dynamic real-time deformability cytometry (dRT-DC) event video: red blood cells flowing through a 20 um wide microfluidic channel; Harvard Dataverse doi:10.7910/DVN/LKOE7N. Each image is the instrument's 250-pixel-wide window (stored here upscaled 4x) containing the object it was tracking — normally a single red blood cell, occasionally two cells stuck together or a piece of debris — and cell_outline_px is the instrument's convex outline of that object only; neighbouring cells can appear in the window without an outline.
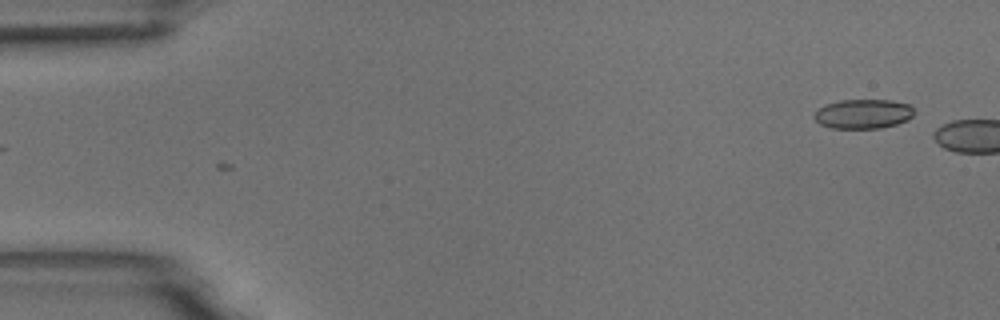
{"species": "common noctule bat (a hibernating species)", "species_latin": "Nyctalus noctula", "temperature_condition": "room temperature", "stored_images_in_passage": 4, "camera_frame_rate_fps": 3000, "um_per_image_px": 0.085, "animal": {"sex": "male", "body_mass_g": 18.8}, "frame": {"image": 1, "passage_image": 4, "time_ms": 1.0, "image_size_px": [1000, 320], "cell_outline_px": [[912, 116], [908, 120], [896, 124], [880, 128], [832, 128], [820, 124], [812, 116], [824, 104], [840, 100], [892, 100], [908, 104], [912, 108]], "centroid_in_image_um": [73.35, 9.68], "position_along_channel_um": 11.7, "area_um2": 17.05}}